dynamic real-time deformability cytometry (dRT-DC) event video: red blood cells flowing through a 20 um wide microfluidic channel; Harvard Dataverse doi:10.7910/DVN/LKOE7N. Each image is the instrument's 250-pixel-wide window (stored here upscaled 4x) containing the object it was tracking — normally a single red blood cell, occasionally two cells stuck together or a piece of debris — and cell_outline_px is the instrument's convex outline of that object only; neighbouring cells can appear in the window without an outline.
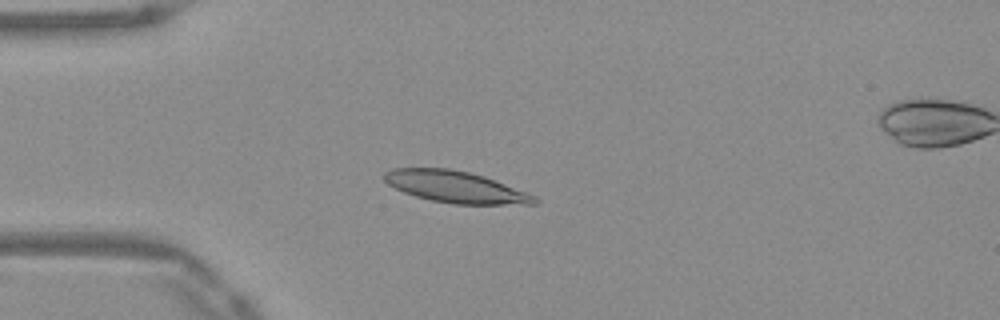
{"species": "Egyptian fruit bat (a non-hibernating species)", "species_latin": "Rousettus aegyptiacus", "temperature_condition": "warm", "stored_images_in_passage": 52, "segment_of_instrument_passage": [1, 2], "camera_frame_rate_fps": 3000, "um_per_image_px": 0.085, "frame": {"image": 1, "passage_image": 13, "time_ms": 4.0, "image_size_px": [1000, 320], "cell_outline_px": [[540, 200], [536, 204], [452, 204], [432, 200], [416, 196], [404, 192], [388, 184], [384, 180], [384, 172], [392, 168], [448, 168], [468, 172], [484, 176], [528, 192], [536, 196]], "centroid_in_image_um": [38.75, 15.89], "position_along_channel_um": 46.2, "area_um2": 27.63}}
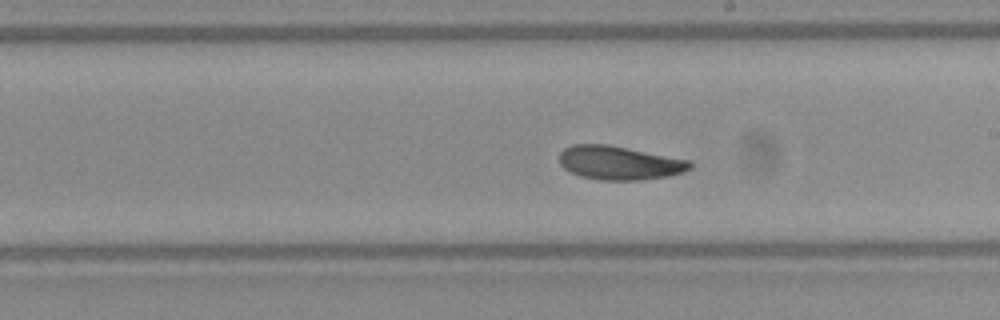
{"frame": {"image": 2, "passage_image": 29, "time_ms": 9.333, "image_size_px": [1000, 320], "cell_outline_px": [[692, 168], [684, 172], [668, 176], [640, 180], [600, 180], [580, 176], [564, 168], [560, 164], [560, 152], [564, 148], [572, 144], [608, 144], [692, 160]], "centroid_in_image_um": [52.68, 13.83], "position_along_channel_um": 236.3, "area_um2": 25.89}}
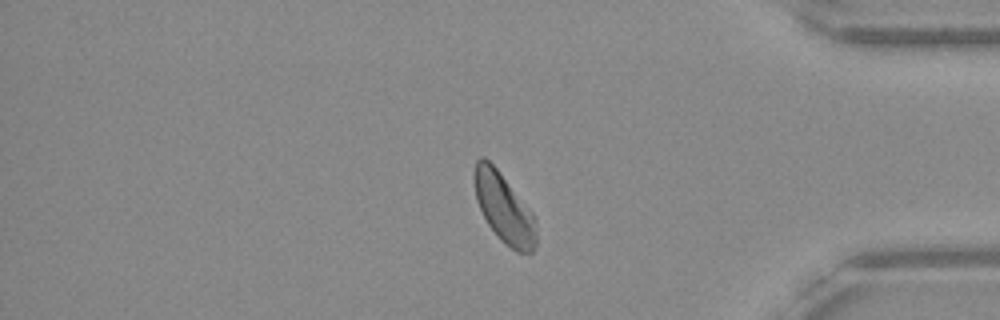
{"frame": {"image": 3, "passage_image": 43, "time_ms": 14.0, "image_size_px": [1000, 320], "cell_outline_px": [[536, 244], [532, 252], [516, 252], [504, 244], [500, 240], [488, 224], [476, 200], [472, 180], [472, 172], [476, 160], [480, 156], [484, 156], [496, 168], [532, 212], [536, 220]], "centroid_in_image_um": [42.8, 17.67], "position_along_channel_um": 392.4, "area_um2": 25.2}}